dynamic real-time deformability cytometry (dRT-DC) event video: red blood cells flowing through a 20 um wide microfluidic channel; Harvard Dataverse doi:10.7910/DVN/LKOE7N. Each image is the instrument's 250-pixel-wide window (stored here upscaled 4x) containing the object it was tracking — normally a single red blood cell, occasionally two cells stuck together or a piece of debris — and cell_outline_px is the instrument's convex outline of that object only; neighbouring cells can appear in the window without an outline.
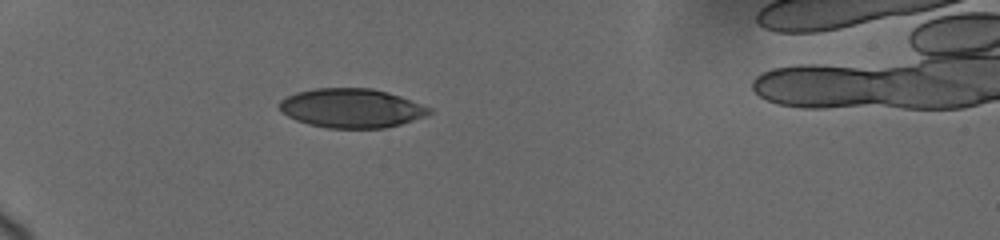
{"species": "human", "species_latin": "Homo sapiens", "temperature_condition": "cold", "stored_images_in_passage": 32, "camera_frame_rate_fps": 3000, "um_per_image_px": 0.085, "donor": {"sex": "female"}, "frame": {"image": 1, "passage_image": 1, "time_ms": 0.0, "image_size_px": [1000, 240], "cell_outline_px": [[432, 112], [424, 116], [400, 124], [384, 128], [328, 128], [308, 124], [296, 120], [280, 112], [280, 100], [296, 92], [316, 88], [372, 88], [388, 92], [400, 96], [432, 108]], "centroid_in_image_um": [29.86, 9.19], "position_along_channel_um": 55.1, "area_um2": 34.1}}
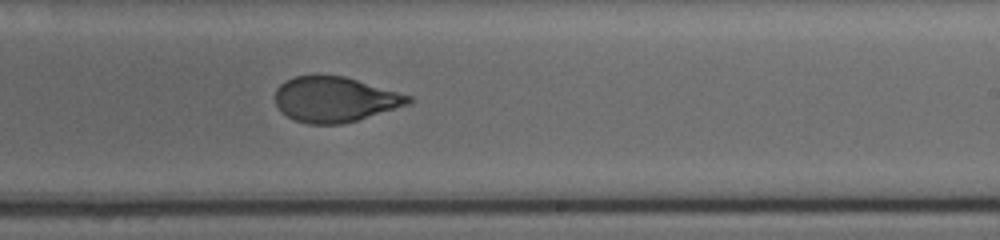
{"frame": {"image": 2, "passage_image": 12, "time_ms": 6.333, "image_size_px": [1000, 240], "cell_outline_px": [[416, 100], [408, 104], [356, 120], [340, 124], [308, 124], [296, 120], [280, 112], [276, 104], [276, 88], [280, 84], [296, 76], [344, 76], [412, 96]], "centroid_in_image_um": [28.46, 8.45], "position_along_channel_um": 260.5, "area_um2": 34.68}}
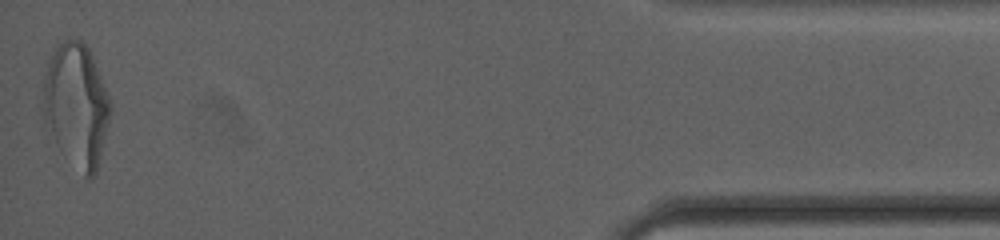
{"frame": {"image": 3, "passage_image": 32, "time_ms": 12.667, "image_size_px": [1000, 240], "cell_outline_px": [[112, 112], [96, 172], [88, 180], [84, 176], [56, 140], [44, 124], [40, 108], [44, 76], [48, 64], [56, 44], [64, 40], [80, 40], [88, 48], [92, 56], [112, 104]], "centroid_in_image_um": [6.48, 8.9], "position_along_channel_um": 428.7, "area_um2": 48.03}, "authors_computed_cell_mechanics": {"area_um2": 35.9227, "velocity_mm_per_s": 3.6754, "shape_relaxation_time_tau1_ms": 5.5449, "shape_relaxation_time_tau2_ms": 0.8923, "deformation_change_tau1": 0.1811, "deformation_change_tau2": 0.0554}}